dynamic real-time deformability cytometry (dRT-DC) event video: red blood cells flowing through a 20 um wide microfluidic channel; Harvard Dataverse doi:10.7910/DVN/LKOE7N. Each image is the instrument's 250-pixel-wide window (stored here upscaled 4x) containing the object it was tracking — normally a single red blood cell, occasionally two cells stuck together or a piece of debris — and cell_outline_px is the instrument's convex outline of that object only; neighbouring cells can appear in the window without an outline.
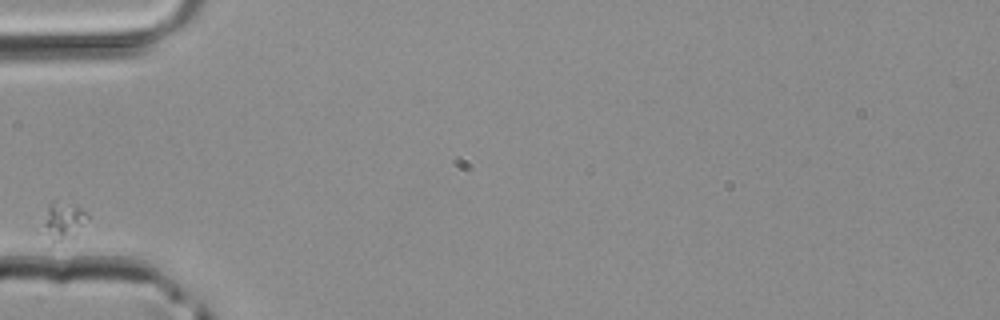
{"species": "common noctule bat (a hibernating species)", "species_latin": "Nyctalus noctula", "temperature_condition": "room temperature", "stored_images_in_passage": 1, "camera_frame_rate_fps": 3000, "um_per_image_px": 0.085, "animal": {"sex": "male", "body_mass_g": 20.4}, "frame": {"image": 1, "passage_image": 1, "time_ms": 0.0, "image_size_px": [1000, 320], "cell_outline_px": [[88, 216], [76, 240], [48, 248], [32, 232], [32, 228], [48, 204], [56, 196], [76, 204], [88, 212]], "centroid_in_image_um": [5.09, 18.93], "position_along_channel_um": 79.9, "area_um2": 13.41}}